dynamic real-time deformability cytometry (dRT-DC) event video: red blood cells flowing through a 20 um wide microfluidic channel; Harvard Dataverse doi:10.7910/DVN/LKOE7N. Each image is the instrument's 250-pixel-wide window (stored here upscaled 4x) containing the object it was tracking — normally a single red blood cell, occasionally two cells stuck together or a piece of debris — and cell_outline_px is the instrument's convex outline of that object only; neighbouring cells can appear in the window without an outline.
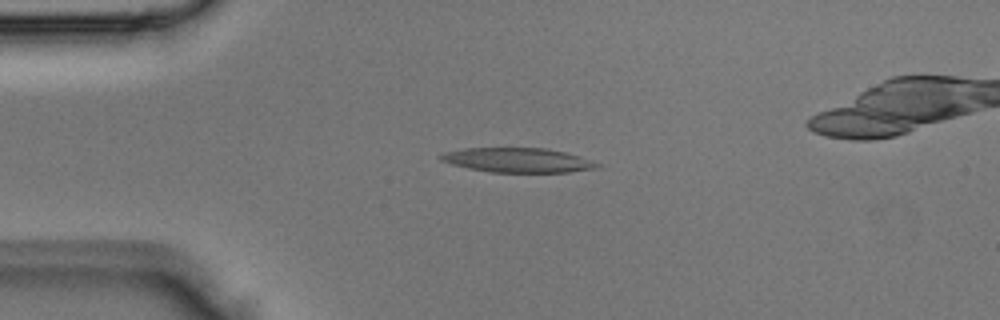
{"species": "Egyptian fruit bat (a non-hibernating species)", "species_latin": "Rousettus aegyptiacus", "temperature_condition": "room temperature", "stored_images_in_passage": 2, "camera_frame_rate_fps": 3000, "um_per_image_px": 0.085, "animal": {"sex": "male"}, "frame": {"image": 1, "passage_image": 1, "time_ms": 0.0, "image_size_px": [1000, 320], "cell_outline_px": [[600, 168], [568, 172], [492, 172], [468, 168], [452, 164], [440, 160], [436, 156], [444, 152], [464, 148], [548, 148], [564, 152], [600, 164]], "centroid_in_image_um": [43.95, 13.61], "position_along_channel_um": 41.1, "area_um2": 22.2}}